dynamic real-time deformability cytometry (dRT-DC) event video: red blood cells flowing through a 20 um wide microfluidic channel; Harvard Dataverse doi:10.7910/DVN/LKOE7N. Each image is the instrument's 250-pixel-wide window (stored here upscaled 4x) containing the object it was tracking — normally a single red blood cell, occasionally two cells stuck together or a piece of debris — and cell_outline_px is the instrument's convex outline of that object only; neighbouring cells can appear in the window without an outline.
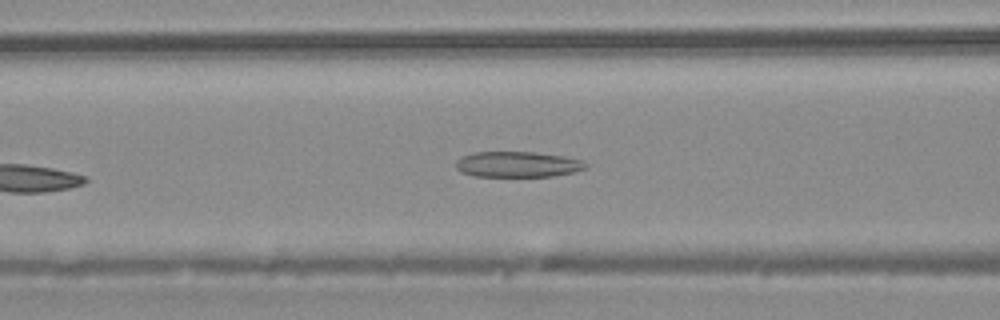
{"species": "common noctule bat (a hibernating species)", "species_latin": "Nyctalus noctula", "temperature_condition": "warm", "stored_images_in_passage": 5, "camera_frame_rate_fps": 3000, "um_per_image_px": 0.085, "animal": {"sex": "male", "body_mass_g": 20.4}, "frame": {"image": 1, "passage_image": 5, "time_ms": 1.333, "image_size_px": [1000, 320], "cell_outline_px": [[588, 168], [576, 172], [552, 176], [472, 176], [460, 172], [456, 168], [456, 160], [472, 152], [532, 152], [564, 156], [584, 160], [588, 164]], "centroid_in_image_um": [44.03, 13.97], "position_along_channel_um": 122.6, "area_um2": 19.59}}